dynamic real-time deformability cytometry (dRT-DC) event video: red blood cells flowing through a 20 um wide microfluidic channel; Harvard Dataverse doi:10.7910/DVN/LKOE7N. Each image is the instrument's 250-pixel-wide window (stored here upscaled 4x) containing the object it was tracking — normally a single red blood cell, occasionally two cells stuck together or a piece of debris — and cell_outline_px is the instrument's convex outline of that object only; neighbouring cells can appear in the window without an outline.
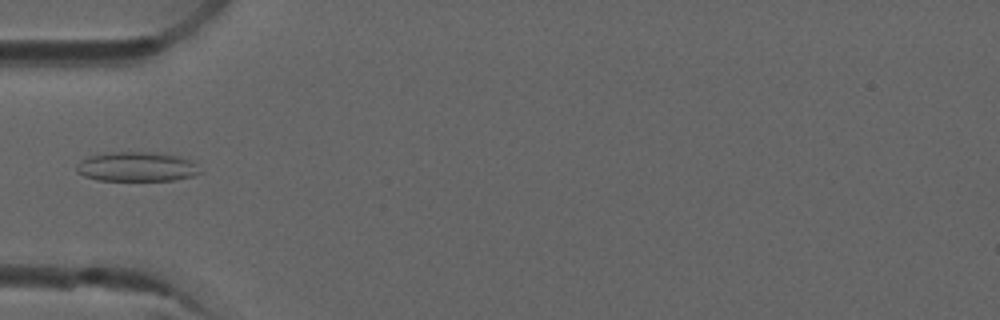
{"species": "common noctule bat (a hibernating species)", "species_latin": "Nyctalus noctula", "temperature_condition": "room temperature", "stored_images_in_passage": 5, "camera_frame_rate_fps": 3000, "um_per_image_px": 0.085, "animal": {"sex": "male", "forearm_length_mm": 52.5}, "frame": {"image": 1, "passage_image": 5, "time_ms": 1.333, "image_size_px": [1000, 320], "cell_outline_px": [[200, 172], [192, 176], [172, 180], [96, 180], [84, 176], [76, 172], [76, 168], [88, 156], [112, 152], [152, 152], [180, 156], [196, 164]], "centroid_in_image_um": [11.61, 14.17], "position_along_channel_um": 73.4, "area_um2": 20.92}}